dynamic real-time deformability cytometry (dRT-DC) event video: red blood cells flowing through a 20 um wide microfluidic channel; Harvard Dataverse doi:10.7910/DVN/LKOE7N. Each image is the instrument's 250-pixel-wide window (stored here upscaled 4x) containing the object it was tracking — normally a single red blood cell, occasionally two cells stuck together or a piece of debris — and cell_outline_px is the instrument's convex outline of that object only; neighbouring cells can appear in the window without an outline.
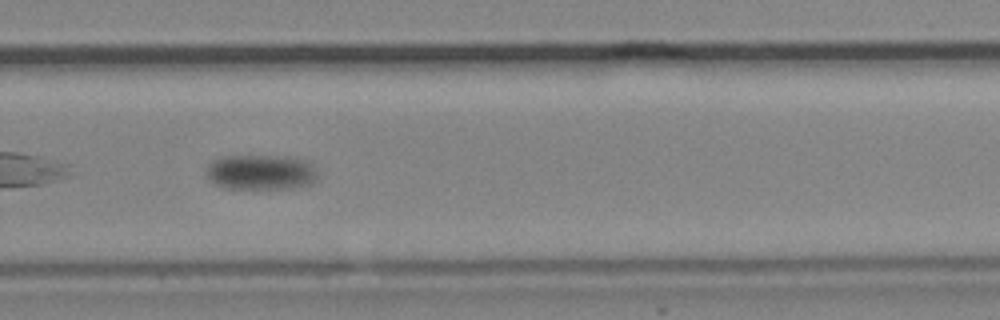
{"species": "common noctule bat (a hibernating species)", "species_latin": "Nyctalus noctula", "temperature_condition": "cold", "stored_images_in_passage": 11, "camera_frame_rate_fps": 3000, "um_per_image_px": 0.085, "animal": {"sex": "male", "body_mass_g": 19.2, "forearm_length_mm": 51.8}, "frame": {"image": 1, "passage_image": 10, "time_ms": 11.333, "image_size_px": [1000, 320], "cell_outline_px": [[316, 176], [308, 184], [288, 188], [224, 188], [208, 180], [204, 172], [208, 164], [212, 160], [224, 156], [288, 156], [304, 160], [312, 164]], "centroid_in_image_um": [22.07, 14.62], "position_along_channel_um": 307.7, "area_um2": 22.66}}